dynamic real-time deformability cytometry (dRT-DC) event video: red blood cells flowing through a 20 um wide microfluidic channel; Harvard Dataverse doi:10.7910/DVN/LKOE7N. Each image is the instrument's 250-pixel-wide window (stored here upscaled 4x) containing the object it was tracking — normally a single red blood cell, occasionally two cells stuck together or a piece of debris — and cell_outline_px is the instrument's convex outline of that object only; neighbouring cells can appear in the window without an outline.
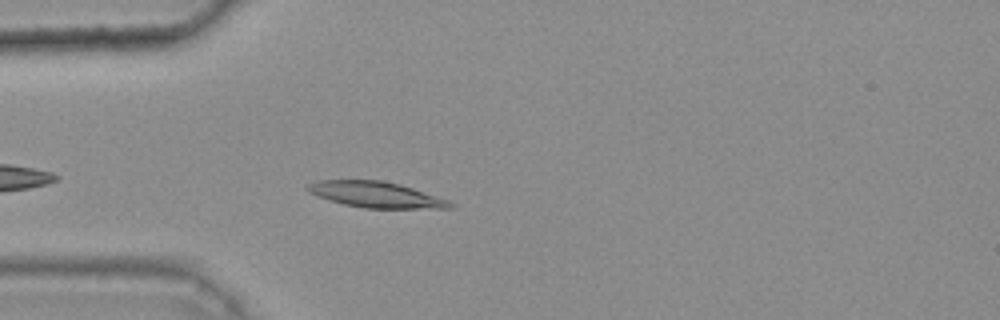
{"species": "common noctule bat (a hibernating species)", "species_latin": "Nyctalus noctula", "temperature_condition": "warm", "stored_images_in_passage": 31, "camera_frame_rate_fps": 3000, "um_per_image_px": 0.085, "animal": {"sex": "female", "body_mass_g": 25.1}, "frame": {"image": 1, "passage_image": 4, "time_ms": 1.0, "image_size_px": [1000, 320], "cell_outline_px": [[452, 208], [364, 208], [344, 204], [308, 192], [304, 188], [304, 184], [316, 180], [384, 180], [400, 184], [448, 200], [452, 204]], "centroid_in_image_um": [31.89, 16.52], "position_along_channel_um": 53.1, "area_um2": 21.33}}
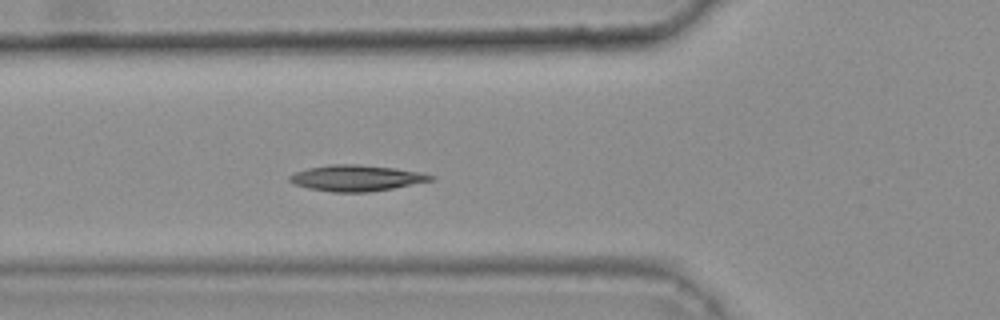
{"frame": {"image": 2, "passage_image": 8, "time_ms": 2.333, "image_size_px": [1000, 320], "cell_outline_px": [[436, 180], [392, 188], [368, 192], [332, 192], [308, 188], [296, 184], [288, 180], [288, 176], [296, 172], [308, 168], [328, 164], [360, 164], [396, 168], [424, 172], [436, 176]], "centroid_in_image_um": [30.35, 15.12], "position_along_channel_um": 95.4, "area_um2": 21.62}}
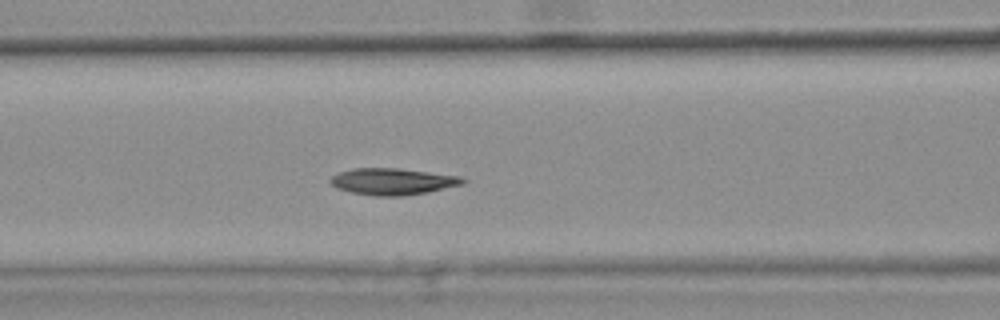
{"frame": {"image": 3, "passage_image": 11, "time_ms": 3.333, "image_size_px": [1000, 320], "cell_outline_px": [[468, 180], [464, 184], [428, 192], [404, 196], [372, 196], [352, 192], [336, 188], [328, 180], [332, 176], [340, 172], [352, 168], [396, 168], [460, 176]], "centroid_in_image_um": [33.38, 15.43], "position_along_channel_um": 133.2, "area_um2": 20.58}, "authors_computed_cell_mechanics": {"area_um2": 20.3456, "velocity_mm_per_s": 3.7614, "shape_relaxation_time_tau1_ms": 7.3461, "shape_relaxation_time_tau2_ms": 7.74, "deformation_change_tau1": 0.1581, "deformation_change_tau2": 0.1158}}